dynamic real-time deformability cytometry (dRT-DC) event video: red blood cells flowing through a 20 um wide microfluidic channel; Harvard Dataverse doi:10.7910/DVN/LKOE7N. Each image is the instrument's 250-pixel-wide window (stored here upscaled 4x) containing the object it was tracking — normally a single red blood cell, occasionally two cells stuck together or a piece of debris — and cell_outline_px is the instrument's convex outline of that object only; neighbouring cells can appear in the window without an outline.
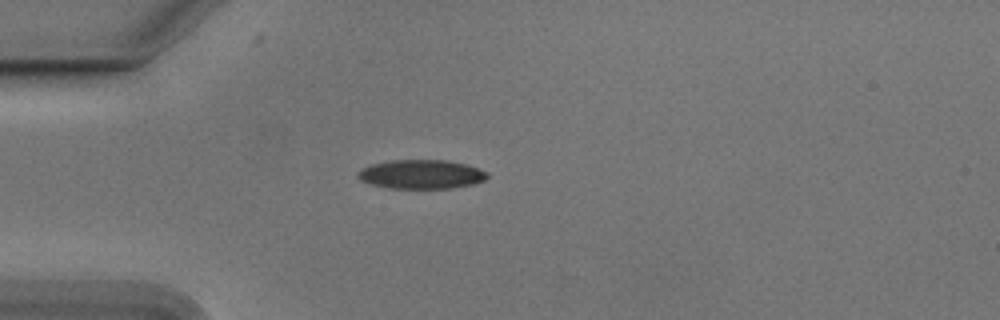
{"species": "Egyptian fruit bat (a non-hibernating species)", "species_latin": "Rousettus aegyptiacus", "temperature_condition": "cold", "stored_images_in_passage": 41, "camera_frame_rate_fps": 3000, "um_per_image_px": 0.085, "animal": {"sex": "male"}, "frame": {"image": 1, "passage_image": 1, "time_ms": 0.0, "image_size_px": [1000, 320], "cell_outline_px": [[488, 176], [484, 180], [472, 184], [452, 188], [388, 188], [372, 184], [360, 180], [356, 176], [356, 172], [360, 168], [372, 164], [392, 160], [448, 160], [464, 164], [488, 172]], "centroid_in_image_um": [35.76, 14.81], "position_along_channel_um": 49.2, "area_um2": 21.85}}
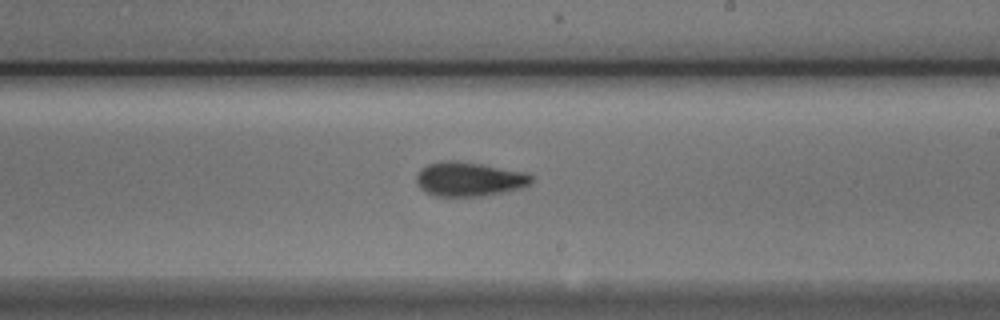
{"frame": {"image": 2, "passage_image": 18, "time_ms": 5.667, "image_size_px": [1000, 320], "cell_outline_px": [[532, 180], [528, 184], [520, 188], [504, 192], [484, 196], [436, 196], [424, 192], [416, 184], [416, 172], [420, 168], [428, 164], [440, 160], [456, 160], [480, 164], [524, 172], [532, 176]], "centroid_in_image_um": [39.79, 15.22], "position_along_channel_um": 249.2, "area_um2": 23.06}}
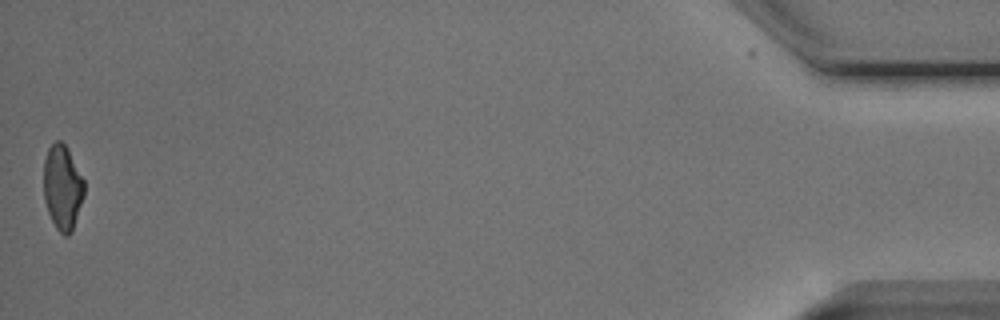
{"frame": {"image": 3, "passage_image": 40, "time_ms": 13.0, "image_size_px": [1000, 320], "cell_outline_px": [[84, 196], [72, 232], [68, 236], [64, 236], [56, 228], [48, 212], [44, 200], [44, 160], [48, 148], [56, 140], [60, 140], [68, 148], [84, 180]], "centroid_in_image_um": [5.31, 15.93], "position_along_channel_um": 429.9, "area_um2": 20.11}, "authors_computed_cell_mechanics": {"area_um2": 21.8484, "velocity_mm_per_s": 3.7793, "shape_relaxation_time_tau1_ms": 4.1392, "shape_relaxation_time_tau2_ms": 2.5234, "deformation_change_tau1": 0.1314, "deformation_change_tau2": 0.0922}}